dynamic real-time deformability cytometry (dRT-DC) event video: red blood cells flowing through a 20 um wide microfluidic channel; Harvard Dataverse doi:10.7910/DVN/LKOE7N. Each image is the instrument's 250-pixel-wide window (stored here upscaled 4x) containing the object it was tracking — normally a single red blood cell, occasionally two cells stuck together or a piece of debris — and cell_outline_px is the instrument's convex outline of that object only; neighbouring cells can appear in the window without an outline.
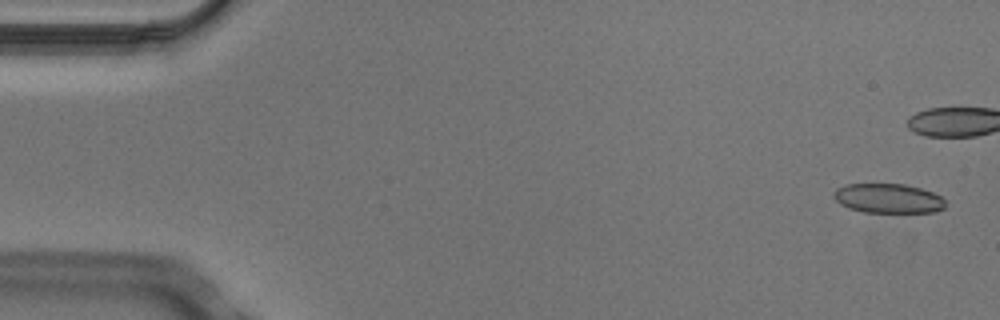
{"species": "Egyptian fruit bat (a non-hibernating species)", "species_latin": "Rousettus aegyptiacus", "temperature_condition": "cold", "stored_images_in_passage": 7, "camera_frame_rate_fps": 3000, "um_per_image_px": 0.085, "animal": {"sex": "male"}, "frame": {"image": 1, "passage_image": 1, "time_ms": 0.0, "image_size_px": [1000, 320], "cell_outline_px": [[944, 208], [932, 212], [864, 212], [848, 208], [840, 204], [832, 196], [832, 192], [836, 188], [844, 184], [904, 184], [920, 188], [932, 192], [940, 196], [944, 200]], "centroid_in_image_um": [75.43, 16.85], "position_along_channel_um": 9.6, "area_um2": 19.19}}
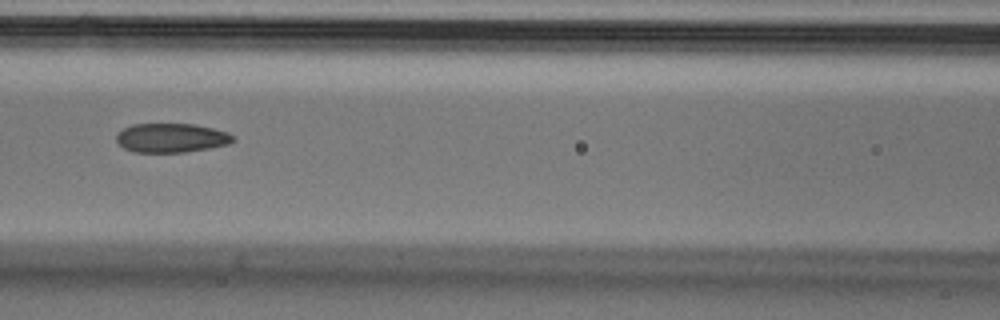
{"frame": {"image": 2, "passage_image": 7, "time_ms": 2.0, "image_size_px": [1000, 320], "cell_outline_px": [[236, 140], [228, 144], [208, 148], [184, 152], [136, 152], [124, 148], [116, 140], [116, 136], [124, 128], [132, 124], [192, 124], [212, 128], [228, 132], [236, 136]], "centroid_in_image_um": [14.6, 11.72], "position_along_channel_um": 152.0, "area_um2": 19.71}}